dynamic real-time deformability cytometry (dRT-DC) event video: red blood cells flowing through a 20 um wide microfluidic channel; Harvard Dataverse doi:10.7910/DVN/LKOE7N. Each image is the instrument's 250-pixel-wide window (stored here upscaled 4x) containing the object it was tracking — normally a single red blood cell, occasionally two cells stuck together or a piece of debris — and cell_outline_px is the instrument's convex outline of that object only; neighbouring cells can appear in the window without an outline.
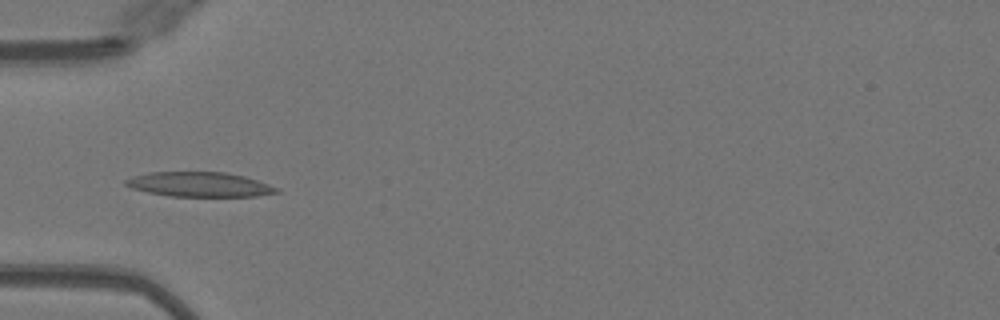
{"species": "Egyptian fruit bat (a non-hibernating species)", "species_latin": "Rousettus aegyptiacus", "temperature_condition": "warm", "stored_images_in_passage": 34, "camera_frame_rate_fps": 3000, "um_per_image_px": 0.085, "animal": {"sex": "female"}, "frame": {"image": 1, "passage_image": 1, "time_ms": 0.0, "image_size_px": [1000, 320], "cell_outline_px": [[280, 192], [256, 196], [172, 196], [148, 192], [132, 188], [124, 184], [124, 180], [132, 176], [148, 172], [224, 172], [244, 176], [280, 188]], "centroid_in_image_um": [16.95, 15.67], "position_along_channel_um": 68.1, "area_um2": 21.62}}
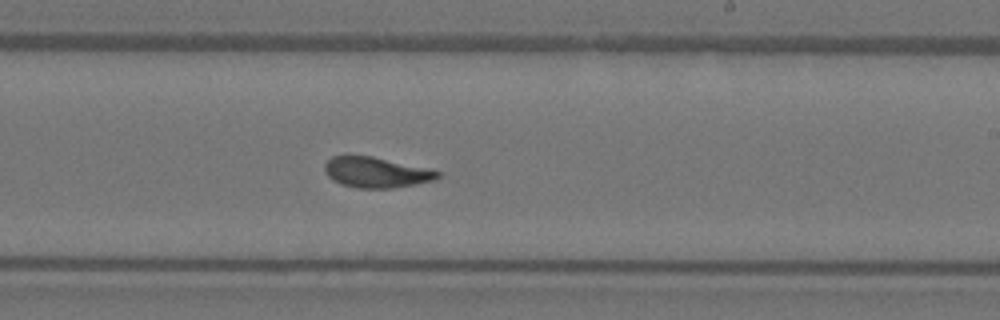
{"frame": {"image": 2, "passage_image": 15, "time_ms": 4.667, "image_size_px": [1000, 320], "cell_outline_px": [[440, 176], [432, 180], [416, 184], [392, 188], [356, 188], [340, 184], [332, 180], [324, 172], [324, 164], [332, 156], [372, 156], [424, 168], [440, 172]], "centroid_in_image_um": [31.9, 14.66], "position_along_channel_um": 257.1, "area_um2": 19.83}}
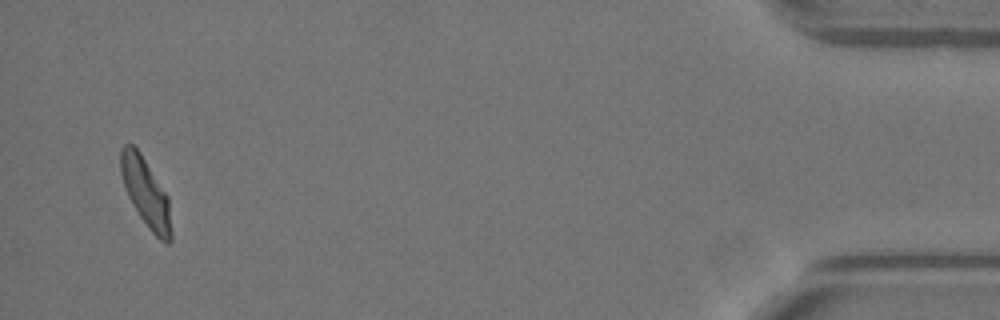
{"frame": {"image": 3, "passage_image": 33, "time_ms": 10.667, "image_size_px": [1000, 320], "cell_outline_px": [[172, 240], [168, 244], [160, 240], [148, 228], [132, 204], [128, 196], [124, 184], [120, 168], [120, 148], [124, 144], [132, 144], [140, 152], [168, 196], [172, 232]], "centroid_in_image_um": [12.4, 16.39], "position_along_channel_um": 422.8, "area_um2": 20.11}}